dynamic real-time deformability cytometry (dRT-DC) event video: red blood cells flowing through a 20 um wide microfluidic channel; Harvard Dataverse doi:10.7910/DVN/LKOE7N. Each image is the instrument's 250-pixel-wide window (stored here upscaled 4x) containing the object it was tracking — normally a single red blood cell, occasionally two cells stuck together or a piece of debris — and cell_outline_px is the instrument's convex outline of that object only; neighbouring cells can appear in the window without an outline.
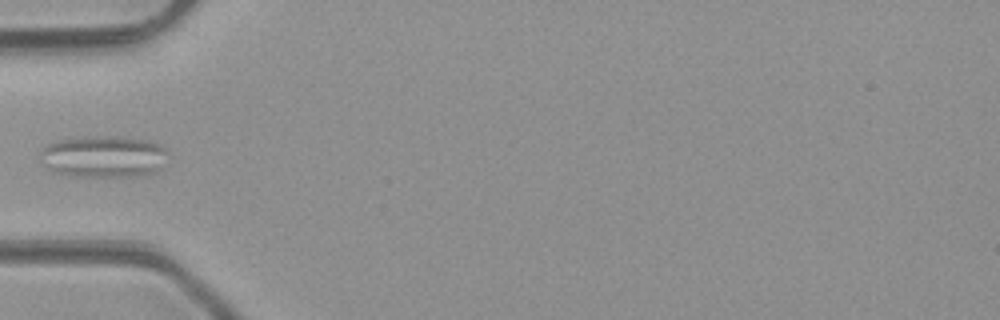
{"species": "common noctule bat (a hibernating species)", "species_latin": "Nyctalus noctula", "temperature_condition": "room temperature", "stored_images_in_passage": 5, "camera_frame_rate_fps": 3000, "um_per_image_px": 0.085, "animal": {"sex": "male", "body_mass_g": 23.1, "forearm_length_mm": 52.7}, "frame": {"image": 1, "passage_image": 4, "time_ms": 4.333, "image_size_px": [1000, 320], "cell_outline_px": [[168, 152], [160, 168], [156, 172], [144, 176], [68, 176], [52, 172], [44, 168], [40, 152], [48, 144], [60, 140], [144, 140], [156, 144], [164, 148]], "centroid_in_image_um": [8.77, 13.41], "position_along_channel_um": 76.2, "area_um2": 29.54}}
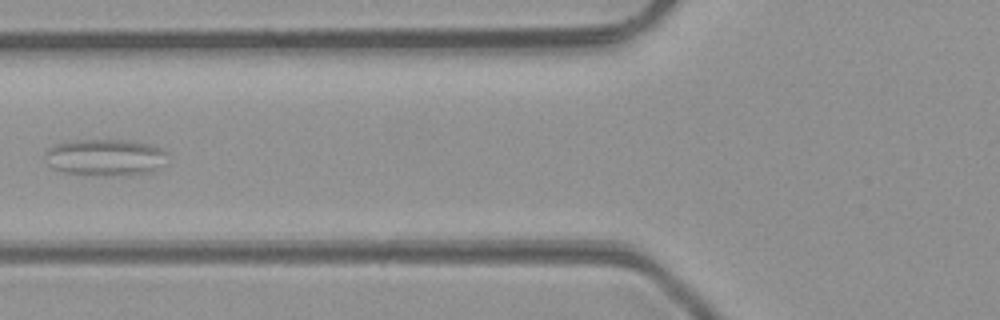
{"frame": {"image": 2, "passage_image": 5, "time_ms": 5.333, "image_size_px": [1000, 320], "cell_outline_px": [[164, 164], [152, 172], [128, 176], [100, 176], [64, 172], [52, 168], [48, 164], [48, 148], [56, 144], [80, 140], [124, 140], [148, 144], [160, 148], [164, 152]], "centroid_in_image_um": [8.97, 13.41], "position_along_channel_um": 116.8, "area_um2": 25.95}}